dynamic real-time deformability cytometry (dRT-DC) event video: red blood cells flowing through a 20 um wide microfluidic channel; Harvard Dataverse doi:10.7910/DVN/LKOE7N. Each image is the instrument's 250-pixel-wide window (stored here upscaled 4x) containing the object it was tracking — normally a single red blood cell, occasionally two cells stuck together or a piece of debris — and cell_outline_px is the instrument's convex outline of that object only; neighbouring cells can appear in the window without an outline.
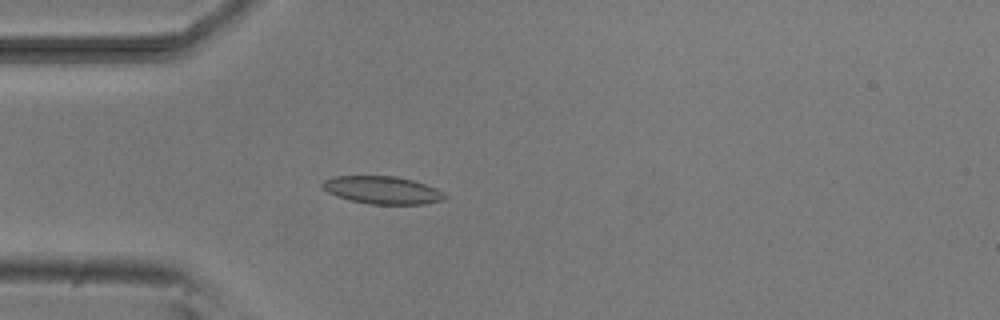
{"species": "common noctule bat (a hibernating species)", "species_latin": "Nyctalus noctula", "temperature_condition": "room temperature", "stored_images_in_passage": 4, "camera_frame_rate_fps": 3000, "um_per_image_px": 0.085, "animal": {"sex": "male", "body_mass_g": 20.5, "forearm_length_mm": 52.5}, "frame": {"image": 1, "passage_image": 4, "time_ms": 3.333, "image_size_px": [1000, 320], "cell_outline_px": [[448, 196], [444, 200], [424, 204], [368, 204], [336, 196], [328, 192], [320, 184], [324, 180], [332, 176], [396, 176], [412, 180], [436, 188], [444, 192]], "centroid_in_image_um": [32.51, 16.16], "position_along_channel_um": 52.5, "area_um2": 19.77}}